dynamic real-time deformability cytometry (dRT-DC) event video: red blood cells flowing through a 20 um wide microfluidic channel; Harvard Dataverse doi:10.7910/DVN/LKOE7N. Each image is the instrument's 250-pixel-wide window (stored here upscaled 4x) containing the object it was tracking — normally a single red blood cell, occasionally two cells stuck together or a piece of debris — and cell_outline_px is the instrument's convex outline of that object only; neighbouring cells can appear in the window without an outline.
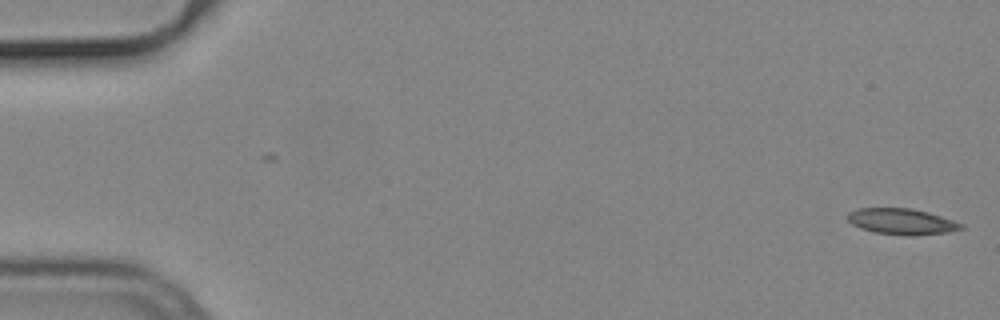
{"species": "common noctule bat (a hibernating species)", "species_latin": "Nyctalus noctula", "temperature_condition": "cold", "stored_images_in_passage": 6, "camera_frame_rate_fps": 3000, "um_per_image_px": 0.085, "animal": {"sex": "male", "body_mass_g": 19.2, "forearm_length_mm": 51.8}, "frame": {"image": 1, "passage_image": 6, "time_ms": 1.667, "image_size_px": [1000, 320], "cell_outline_px": [[964, 228], [944, 232], [876, 232], [860, 228], [852, 224], [848, 220], [848, 212], [856, 208], [912, 208], [928, 212], [964, 224]], "centroid_in_image_um": [76.57, 18.75], "position_along_channel_um": 8.4, "area_um2": 16.01}}